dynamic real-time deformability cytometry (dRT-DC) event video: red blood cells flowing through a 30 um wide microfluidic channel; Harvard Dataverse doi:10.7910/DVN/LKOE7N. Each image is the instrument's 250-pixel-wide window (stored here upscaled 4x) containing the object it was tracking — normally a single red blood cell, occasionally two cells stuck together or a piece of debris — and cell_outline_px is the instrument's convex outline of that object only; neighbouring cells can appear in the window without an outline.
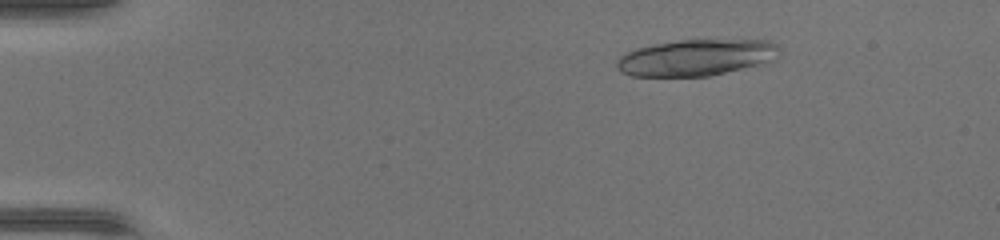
{"species": "common noctule bat (a hibernating species)", "species_latin": "Nyctalus noctula", "temperature_condition": "warm", "stored_images_in_passage": 14, "segment_of_instrument_passage": [1, 2], "camera_frame_rate_fps": 3000, "um_per_image_px": 0.085, "animal": {"sex": "female", "body_mass_g": 17.0, "forearm_length_mm": 48.0}, "frame": {"image": 1, "passage_image": 8, "time_ms": 2.333, "image_size_px": [1000, 240], "cell_outline_px": [[780, 56], [776, 60], [708, 76], [632, 76], [620, 72], [616, 68], [616, 60], [624, 52], [636, 48], [656, 44], [680, 40], [768, 40], [776, 44], [780, 48]], "centroid_in_image_um": [59.17, 4.89], "position_along_channel_um": 25.8, "area_um2": 34.56}}